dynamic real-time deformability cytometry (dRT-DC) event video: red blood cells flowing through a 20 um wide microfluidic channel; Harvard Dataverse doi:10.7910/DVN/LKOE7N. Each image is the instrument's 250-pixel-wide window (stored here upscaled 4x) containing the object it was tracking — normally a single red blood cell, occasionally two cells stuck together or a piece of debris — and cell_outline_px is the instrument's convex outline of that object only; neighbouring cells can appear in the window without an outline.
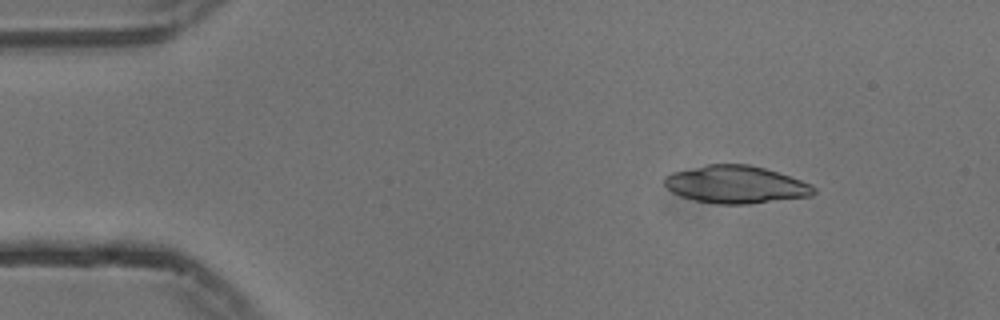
{"species": "common noctule bat (a hibernating species)", "species_latin": "Nyctalus noctula", "temperature_condition": "cold", "stored_images_in_passage": 54, "camera_frame_rate_fps": 3000, "um_per_image_px": 0.085, "animal": {"sex": "male", "body_mass_g": 13.3}, "frame": {"image": 1, "passage_image": 7, "time_ms": 2.0, "image_size_px": [1000, 320], "cell_outline_px": [[816, 192], [812, 196], [748, 204], [716, 204], [696, 200], [680, 196], [672, 192], [664, 184], [664, 176], [672, 172], [708, 164], [748, 164], [764, 168], [812, 184], [816, 188]], "centroid_in_image_um": [62.54, 15.69], "position_along_channel_um": 22.5, "area_um2": 32.66}}